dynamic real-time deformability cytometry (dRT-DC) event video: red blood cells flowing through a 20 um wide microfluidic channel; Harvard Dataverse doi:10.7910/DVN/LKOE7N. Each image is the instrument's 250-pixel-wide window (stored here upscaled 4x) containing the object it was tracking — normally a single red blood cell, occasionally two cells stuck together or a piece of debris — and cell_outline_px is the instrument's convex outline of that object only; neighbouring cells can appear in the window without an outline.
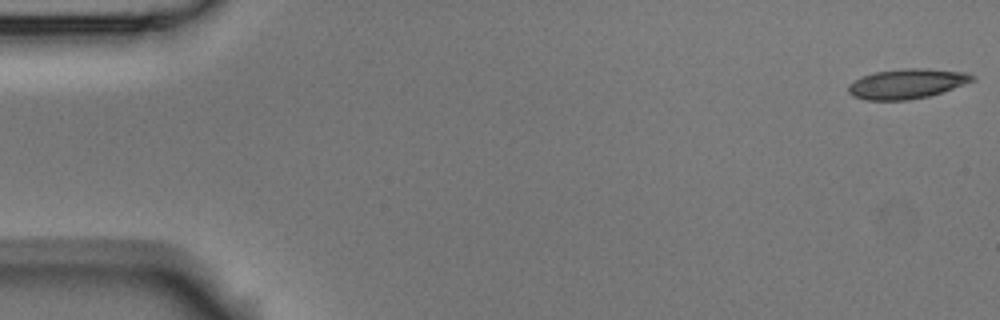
{"species": "Egyptian fruit bat (a non-hibernating species)", "species_latin": "Rousettus aegyptiacus", "temperature_condition": "room temperature", "stored_images_in_passage": 5, "camera_frame_rate_fps": 3000, "um_per_image_px": 0.085, "animal": {"sex": "male"}, "frame": {"image": 1, "passage_image": 1, "time_ms": 0.0, "image_size_px": [1000, 320], "cell_outline_px": [[976, 80], [928, 96], [908, 100], [864, 100], [852, 96], [848, 92], [848, 84], [860, 76], [872, 72], [900, 68], [928, 68], [964, 72], [976, 76]], "centroid_in_image_um": [77.03, 7.1], "position_along_channel_um": 8.0, "area_um2": 21.79}}
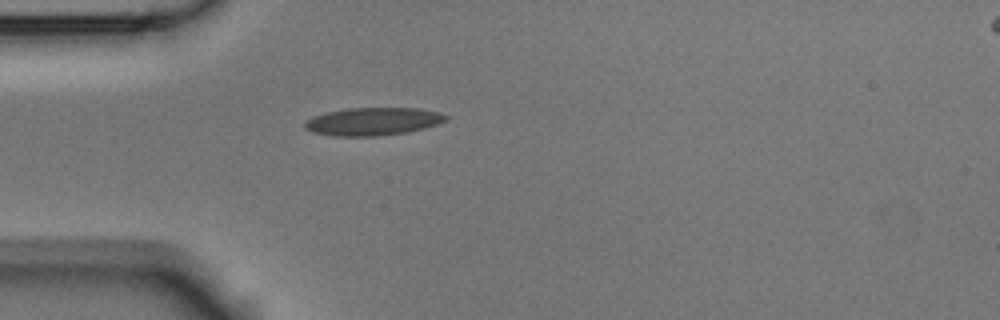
{"frame": {"image": 2, "passage_image": 5, "time_ms": 1.333, "image_size_px": [1000, 320], "cell_outline_px": [[448, 120], [424, 128], [408, 132], [376, 136], [336, 136], [312, 132], [304, 128], [304, 124], [312, 116], [328, 112], [348, 108], [416, 108], [440, 112], [448, 116]], "centroid_in_image_um": [31.71, 10.32], "position_along_channel_um": 53.3, "area_um2": 22.83}}